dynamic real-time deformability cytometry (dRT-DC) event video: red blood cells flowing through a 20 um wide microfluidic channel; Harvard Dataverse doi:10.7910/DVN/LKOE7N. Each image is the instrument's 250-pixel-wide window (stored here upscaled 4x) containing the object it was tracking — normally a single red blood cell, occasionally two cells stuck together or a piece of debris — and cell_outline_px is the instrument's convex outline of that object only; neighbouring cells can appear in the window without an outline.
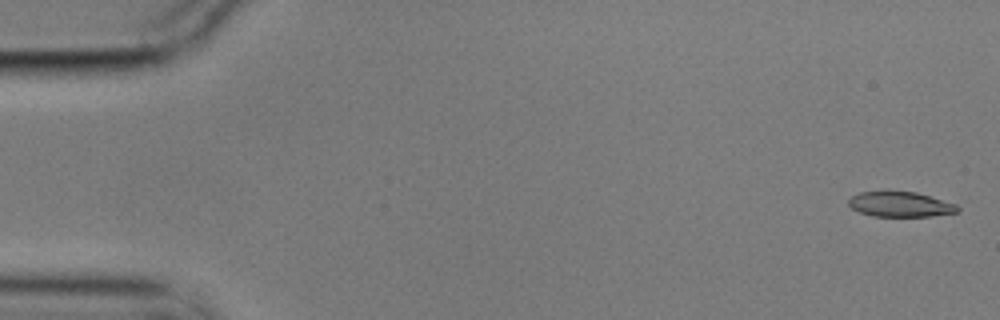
{"species": "common noctule bat (a hibernating species)", "species_latin": "Nyctalus noctula", "temperature_condition": "cold", "stored_images_in_passage": 16, "camera_frame_rate_fps": 3000, "um_per_image_px": 0.085, "animal": {"sex": "male", "body_mass_g": 17.9}, "frame": {"image": 1, "passage_image": 2, "time_ms": 0.333, "image_size_px": [1000, 320], "cell_outline_px": [[960, 212], [932, 216], [872, 216], [860, 212], [852, 208], [848, 204], [848, 200], [852, 196], [860, 192], [888, 188], [916, 192], [956, 204], [960, 208]], "centroid_in_image_um": [76.5, 17.32], "position_along_channel_um": 8.5, "area_um2": 16.59}}
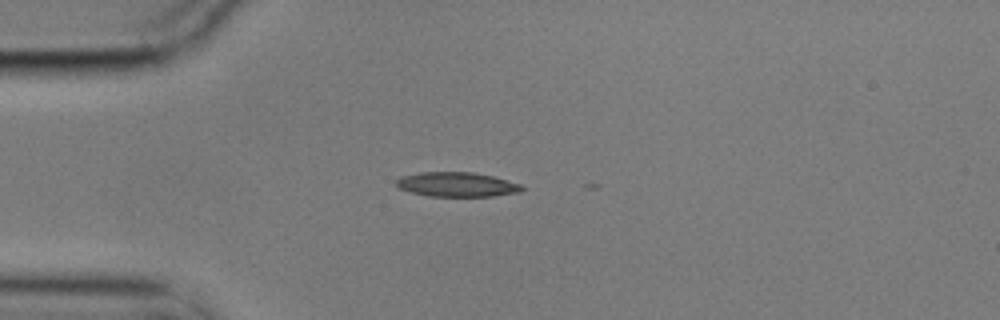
{"frame": {"image": 2, "passage_image": 15, "time_ms": 4.667, "image_size_px": [1000, 320], "cell_outline_px": [[524, 188], [520, 192], [492, 196], [428, 196], [412, 192], [400, 188], [396, 184], [396, 180], [400, 176], [420, 172], [472, 172], [492, 176], [520, 184]], "centroid_in_image_um": [38.82, 15.67], "position_along_channel_um": 46.2, "area_um2": 17.8}}